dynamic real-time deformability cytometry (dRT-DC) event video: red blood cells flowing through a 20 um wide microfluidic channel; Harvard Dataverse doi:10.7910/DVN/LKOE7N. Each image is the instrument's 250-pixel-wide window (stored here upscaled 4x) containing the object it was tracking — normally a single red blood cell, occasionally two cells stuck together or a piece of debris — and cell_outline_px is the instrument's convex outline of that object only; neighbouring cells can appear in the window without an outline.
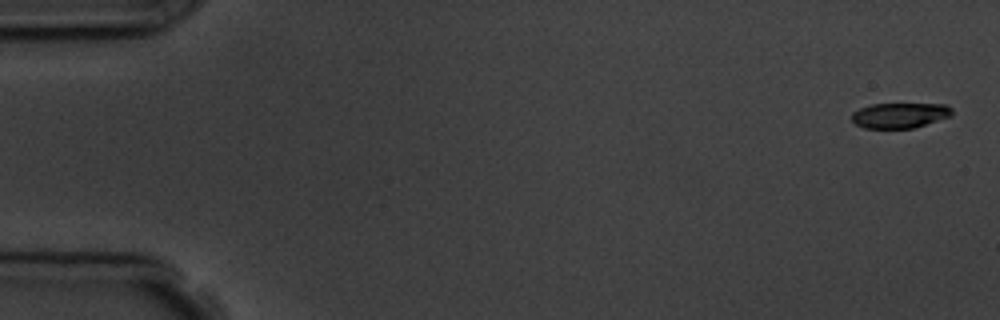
{"species": "common noctule bat (a hibernating species)", "species_latin": "Nyctalus noctula", "temperature_condition": "room temperature", "stored_images_in_passage": 5, "camera_frame_rate_fps": 3000, "um_per_image_px": 0.085, "animal": {"sex": "male", "body_mass_g": 19.5, "forearm_length_mm": 54.6}, "frame": {"image": 1, "passage_image": 1, "time_ms": 0.0, "image_size_px": [1000, 320], "cell_outline_px": [[952, 116], [912, 128], [864, 128], [856, 124], [852, 120], [852, 112], [860, 108], [872, 104], [944, 104], [952, 108]], "centroid_in_image_um": [76.48, 9.8], "position_along_channel_um": 8.5, "area_um2": 14.68}}
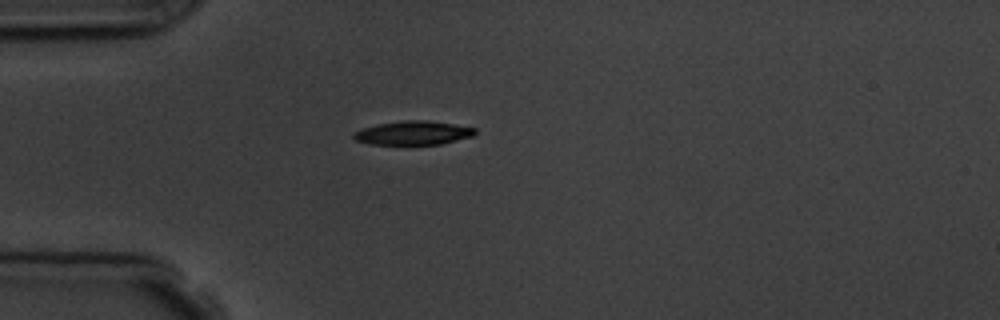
{"frame": {"image": 2, "passage_image": 5, "time_ms": 4.667, "image_size_px": [1000, 320], "cell_outline_px": [[476, 132], [472, 136], [440, 144], [404, 148], [368, 144], [356, 140], [352, 136], [352, 132], [376, 124], [404, 120], [424, 120], [452, 124], [476, 128]], "centroid_in_image_um": [35.03, 11.36], "position_along_channel_um": 50.0, "area_um2": 17.74}}